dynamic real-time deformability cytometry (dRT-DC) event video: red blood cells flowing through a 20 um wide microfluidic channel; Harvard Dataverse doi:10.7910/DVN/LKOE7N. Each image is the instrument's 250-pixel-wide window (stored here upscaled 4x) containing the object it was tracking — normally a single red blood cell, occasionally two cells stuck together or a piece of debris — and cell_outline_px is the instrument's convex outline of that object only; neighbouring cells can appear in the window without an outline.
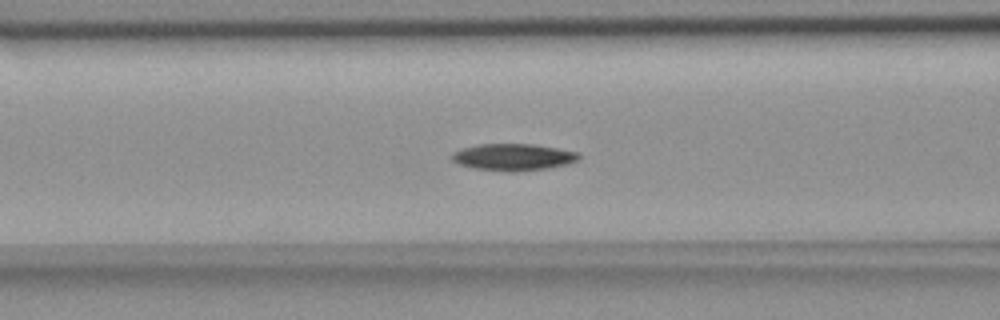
{"species": "common noctule bat (a hibernating species)", "species_latin": "Nyctalus noctula", "temperature_condition": "room temperature", "stored_images_in_passage": 56, "camera_frame_rate_fps": 3000, "um_per_image_px": 0.085, "animal": {"sex": "female", "body_mass_g": 18.4}, "frame": {"image": 1, "passage_image": 22, "time_ms": 7.0, "image_size_px": [1000, 320], "cell_outline_px": [[580, 156], [576, 160], [568, 164], [548, 168], [516, 172], [508, 172], [472, 168], [460, 164], [452, 160], [452, 152], [460, 148], [480, 144], [532, 144], [580, 152]], "centroid_in_image_um": [43.61, 13.36], "position_along_channel_um": 123.0, "area_um2": 19.94}}
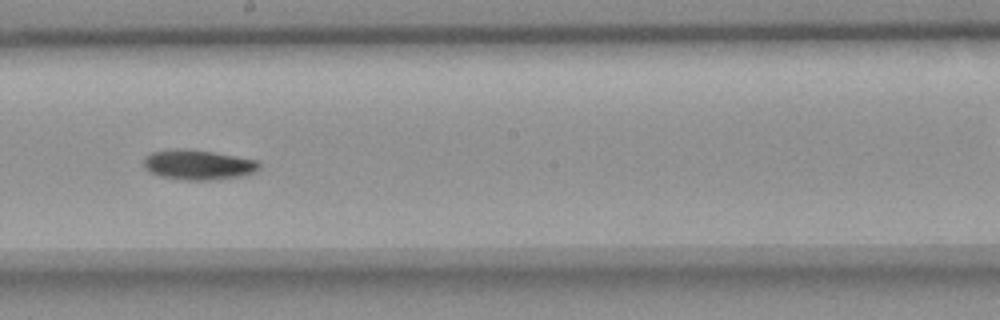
{"frame": {"image": 2, "passage_image": 31, "time_ms": 10.0, "image_size_px": [1000, 320], "cell_outline_px": [[260, 168], [256, 172], [244, 176], [216, 180], [184, 180], [160, 176], [148, 172], [144, 168], [144, 156], [152, 152], [176, 148], [180, 148], [212, 152], [256, 160], [260, 164]], "centroid_in_image_um": [16.83, 14.02], "position_along_channel_um": 231.4, "area_um2": 20.35}}
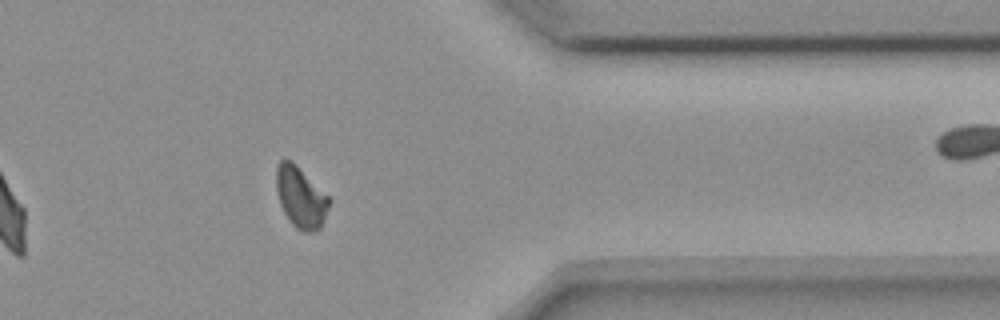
{"frame": {"image": 3, "passage_image": 45, "time_ms": 14.667, "image_size_px": [1000, 320], "cell_outline_px": [[332, 200], [324, 220], [320, 228], [308, 232], [304, 232], [296, 228], [292, 224], [284, 212], [280, 204], [276, 188], [276, 164], [280, 160], [292, 160]], "centroid_in_image_um": [25.56, 16.76], "position_along_channel_um": 385.8, "area_um2": 18.79}, "authors_computed_cell_mechanics": {"area_um2": 19.3919, "velocity_mm_per_s": 3.636, "shape_relaxation_time_tau1_ms": 4.8622, "shape_relaxation_time_tau2_ms": null, "deformation_change_tau1": 0.1204, "deformation_change_tau2": null}}